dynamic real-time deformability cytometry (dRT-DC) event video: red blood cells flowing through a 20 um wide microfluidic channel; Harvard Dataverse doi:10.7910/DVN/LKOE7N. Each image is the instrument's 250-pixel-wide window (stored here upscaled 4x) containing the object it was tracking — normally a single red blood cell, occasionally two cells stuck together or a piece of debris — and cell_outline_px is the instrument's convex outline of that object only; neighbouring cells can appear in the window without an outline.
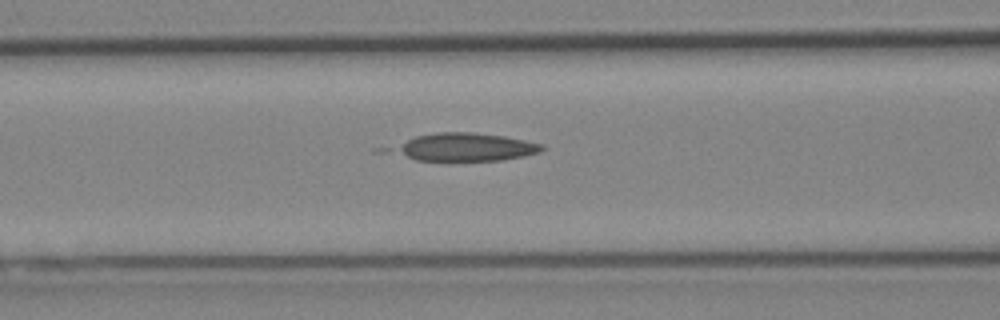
{"species": "Egyptian fruit bat (a non-hibernating species)", "species_latin": "Rousettus aegyptiacus", "temperature_condition": "cold", "stored_images_in_passage": 33, "camera_frame_rate_fps": 3000, "um_per_image_px": 0.085, "animal": {"sex": "female"}, "frame": {"image": 1, "passage_image": 14, "time_ms": 4.333, "image_size_px": [1000, 320], "cell_outline_px": [[544, 148], [540, 152], [524, 156], [500, 160], [416, 160], [400, 152], [396, 148], [408, 140], [416, 136], [440, 132], [472, 132], [504, 136], [544, 144]], "centroid_in_image_um": [39.71, 12.49], "position_along_channel_um": 126.9, "area_um2": 23.35}}
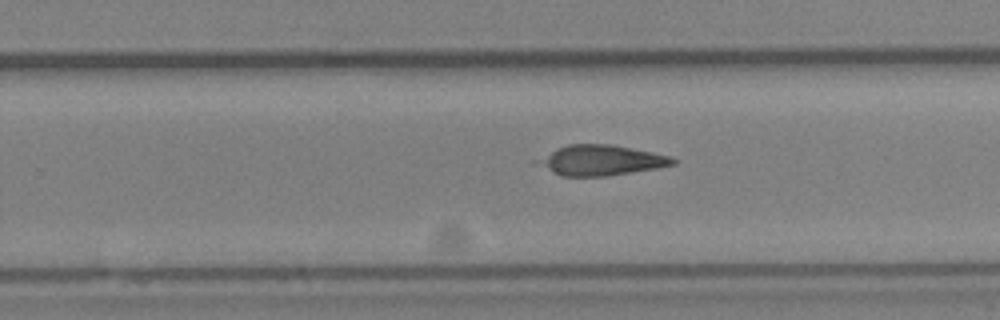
{"frame": {"image": 2, "passage_image": 25, "time_ms": 8.0, "image_size_px": [1000, 320], "cell_outline_px": [[680, 160], [676, 164], [656, 168], [608, 176], [560, 176], [528, 164], [532, 160], [556, 148], [568, 144], [612, 144], [672, 156]], "centroid_in_image_um": [50.97, 13.63], "position_along_channel_um": 278.8, "area_um2": 24.68}}
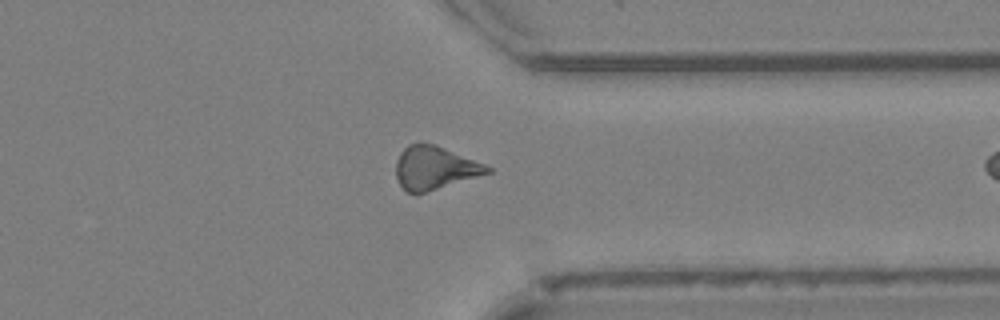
{"frame": {"image": 3, "passage_image": 32, "time_ms": 10.333, "image_size_px": [1000, 320], "cell_outline_px": [[492, 172], [416, 196], [408, 192], [400, 184], [396, 176], [396, 160], [400, 152], [408, 144], [436, 144], [484, 164], [492, 168]], "centroid_in_image_um": [36.93, 14.3], "position_along_channel_um": 374.5, "area_um2": 23.12}}